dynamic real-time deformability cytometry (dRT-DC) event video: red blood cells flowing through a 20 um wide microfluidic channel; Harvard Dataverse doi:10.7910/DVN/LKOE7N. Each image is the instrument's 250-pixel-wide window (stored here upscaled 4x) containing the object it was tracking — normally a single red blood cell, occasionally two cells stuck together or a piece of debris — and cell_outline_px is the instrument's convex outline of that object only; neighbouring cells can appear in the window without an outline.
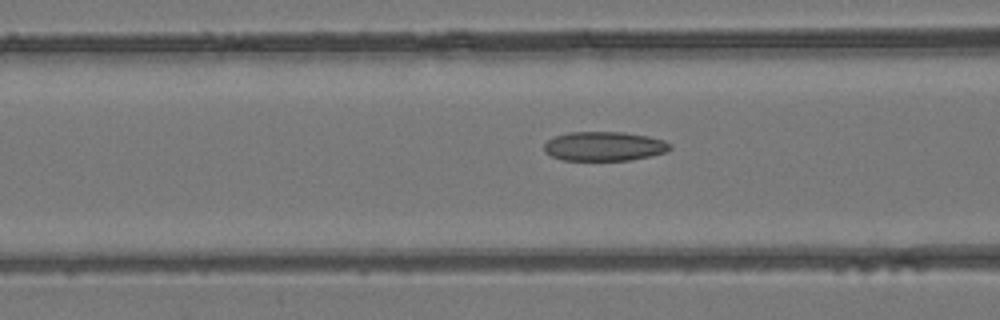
{"species": "common noctule bat (a hibernating species)", "species_latin": "Nyctalus noctula", "temperature_condition": "room temperature", "stored_images_in_passage": 34, "camera_frame_rate_fps": 3000, "um_per_image_px": 0.085, "animal": {"sex": "female", "body_mass_g": 24.6, "forearm_length_mm": 56.2}, "frame": {"image": 1, "passage_image": 17, "time_ms": 5.333, "image_size_px": [1000, 320], "cell_outline_px": [[672, 148], [664, 152], [652, 156], [628, 160], [564, 160], [552, 156], [544, 152], [544, 144], [552, 136], [568, 132], [624, 132], [648, 136], [664, 140], [672, 144]], "centroid_in_image_um": [51.35, 12.42], "position_along_channel_um": 115.2, "area_um2": 21.62}}
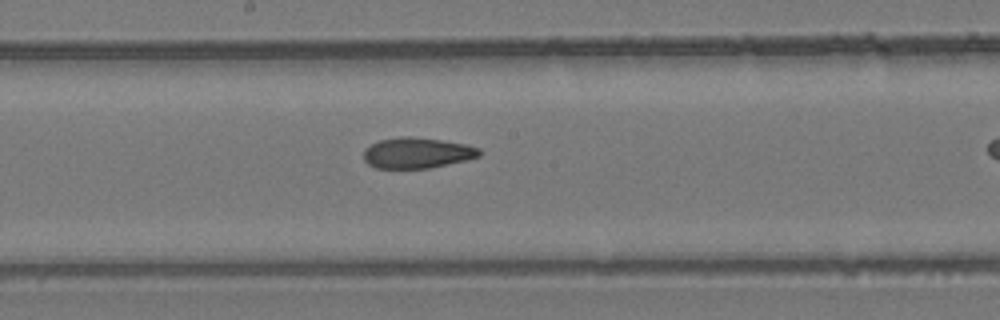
{"frame": {"image": 2, "passage_image": 24, "time_ms": 7.667, "image_size_px": [1000, 320], "cell_outline_px": [[480, 156], [464, 160], [428, 168], [376, 168], [368, 164], [364, 160], [364, 148], [380, 140], [400, 136], [412, 136], [440, 140], [464, 144], [480, 148]], "centroid_in_image_um": [35.41, 12.99], "position_along_channel_um": 212.8, "area_um2": 20.52}}
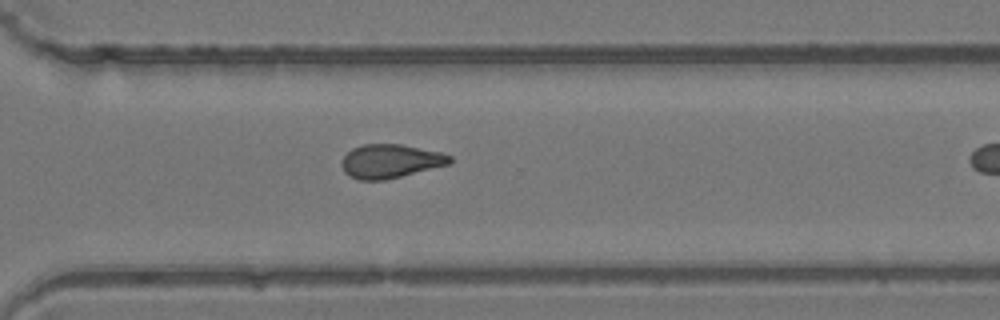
{"frame": {"image": 3, "passage_image": 33, "time_ms": 10.667, "image_size_px": [1000, 320], "cell_outline_px": [[452, 160], [448, 164], [384, 180], [360, 180], [348, 176], [344, 172], [340, 164], [344, 156], [352, 148], [364, 144], [400, 144], [440, 152], [452, 156]], "centroid_in_image_um": [33.13, 13.7], "position_along_channel_um": 337.5, "area_um2": 21.1}}